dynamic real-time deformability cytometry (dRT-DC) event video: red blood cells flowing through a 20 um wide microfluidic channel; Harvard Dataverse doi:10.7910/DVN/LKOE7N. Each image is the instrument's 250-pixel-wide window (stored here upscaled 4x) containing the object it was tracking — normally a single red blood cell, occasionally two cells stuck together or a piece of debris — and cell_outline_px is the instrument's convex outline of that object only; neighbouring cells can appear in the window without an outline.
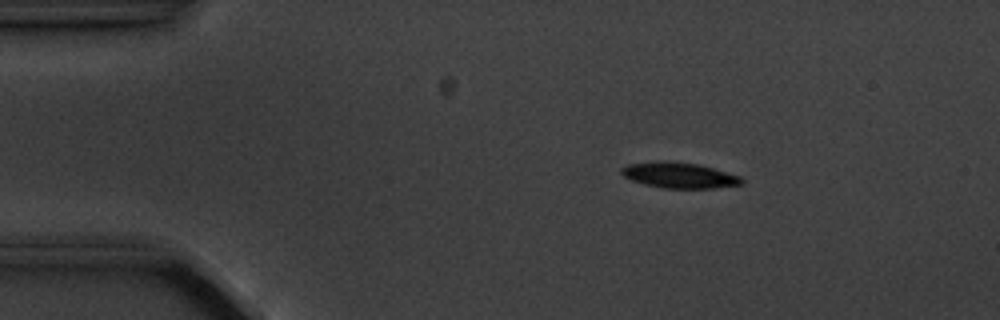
{"species": "common noctule bat (a hibernating species)", "species_latin": "Nyctalus noctula", "temperature_condition": "cold", "stored_images_in_passage": 6, "camera_frame_rate_fps": 3000, "um_per_image_px": 0.085, "animal": {"sex": "male", "body_mass_g": 20.1, "forearm_length_mm": 53.5}, "frame": {"image": 1, "passage_image": 2, "time_ms": 1.0, "image_size_px": [1000, 320], "cell_outline_px": [[744, 184], [712, 188], [664, 188], [644, 184], [632, 180], [624, 176], [620, 172], [620, 168], [628, 164], [664, 160], [696, 164], [712, 168], [740, 176], [744, 180]], "centroid_in_image_um": [57.72, 14.9], "position_along_channel_um": 27.3, "area_um2": 17.86}}